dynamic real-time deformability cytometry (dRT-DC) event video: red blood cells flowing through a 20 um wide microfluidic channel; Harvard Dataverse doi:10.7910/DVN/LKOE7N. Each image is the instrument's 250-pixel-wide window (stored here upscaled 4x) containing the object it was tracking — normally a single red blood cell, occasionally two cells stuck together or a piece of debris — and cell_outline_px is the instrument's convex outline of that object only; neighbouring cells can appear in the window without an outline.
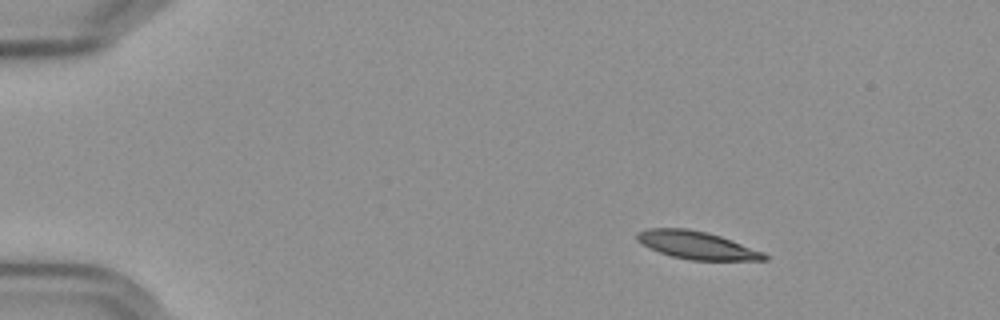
{"species": "Egyptian fruit bat (a non-hibernating species)", "species_latin": "Rousettus aegyptiacus", "temperature_condition": "cold", "stored_images_in_passage": 9, "camera_frame_rate_fps": 3000, "um_per_image_px": 0.085, "frame": {"image": 1, "passage_image": 2, "time_ms": 1.333, "image_size_px": [1000, 320], "cell_outline_px": [[768, 260], [692, 260], [672, 256], [660, 252], [636, 240], [636, 232], [648, 228], [688, 228], [708, 232], [732, 240], [764, 252], [768, 256]], "centroid_in_image_um": [59.24, 20.83], "position_along_channel_um": 25.8, "area_um2": 20.52}}
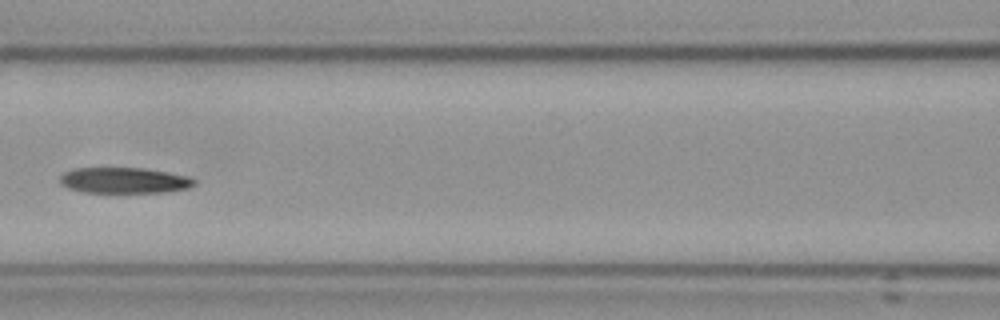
{"frame": {"image": 2, "passage_image": 7, "time_ms": 7.333, "image_size_px": [1000, 320], "cell_outline_px": [[196, 184], [188, 188], [168, 192], [84, 192], [68, 188], [60, 184], [60, 176], [64, 172], [76, 168], [140, 168], [188, 176], [196, 180]], "centroid_in_image_um": [10.54, 15.34], "position_along_channel_um": 156.1, "area_um2": 20.06}}
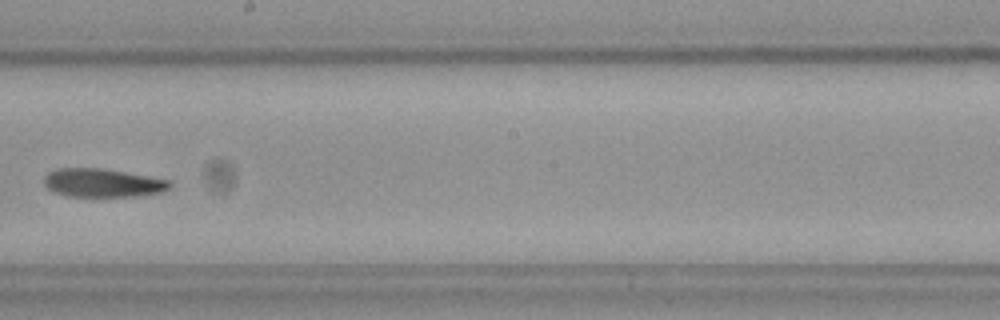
{"frame": {"image": 3, "passage_image": 9, "time_ms": 9.667, "image_size_px": [1000, 320], "cell_outline_px": [[172, 184], [168, 188], [160, 192], [136, 196], [64, 196], [52, 192], [44, 184], [44, 176], [48, 172], [60, 168], [100, 168], [148, 176], [168, 180]], "centroid_in_image_um": [8.66, 15.54], "position_along_channel_um": 239.5, "area_um2": 20.69}}